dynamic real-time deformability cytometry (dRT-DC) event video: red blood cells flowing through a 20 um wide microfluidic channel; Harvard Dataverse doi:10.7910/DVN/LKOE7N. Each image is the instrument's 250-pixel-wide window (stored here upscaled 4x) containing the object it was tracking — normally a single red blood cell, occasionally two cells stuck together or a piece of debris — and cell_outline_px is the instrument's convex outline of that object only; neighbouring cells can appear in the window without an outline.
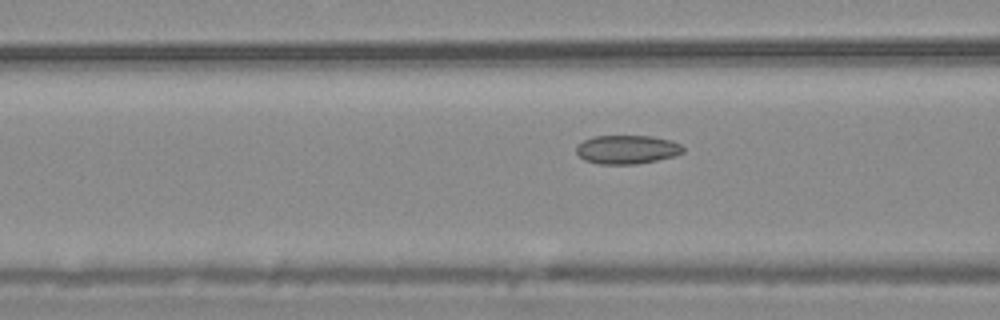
{"species": "common noctule bat (a hibernating species)", "species_latin": "Nyctalus noctula", "temperature_condition": "warm", "stored_images_in_passage": 45, "camera_frame_rate_fps": 3000, "um_per_image_px": 0.085, "animal": {"sex": "male", "body_mass_g": 20.4}, "frame": {"image": 1, "passage_image": 12, "time_ms": 3.667, "image_size_px": [1000, 320], "cell_outline_px": [[684, 152], [676, 156], [636, 164], [600, 164], [584, 160], [576, 152], [576, 144], [592, 136], [652, 136], [672, 140], [680, 144], [684, 148]], "centroid_in_image_um": [53.3, 12.7], "position_along_channel_um": 113.3, "area_um2": 18.03}}
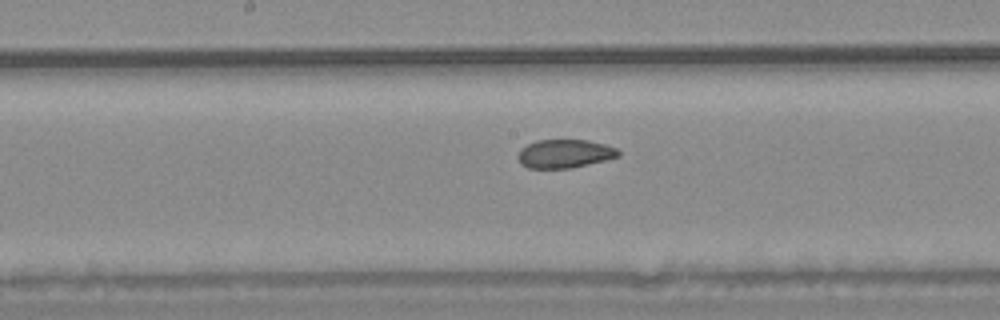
{"frame": {"image": 2, "passage_image": 19, "time_ms": 6.0, "image_size_px": [1000, 320], "cell_outline_px": [[620, 156], [572, 168], [528, 168], [520, 164], [516, 156], [520, 148], [536, 140], [588, 140], [604, 144], [616, 148], [620, 152]], "centroid_in_image_um": [47.95, 13.06], "position_along_channel_um": 200.2, "area_um2": 16.76}}
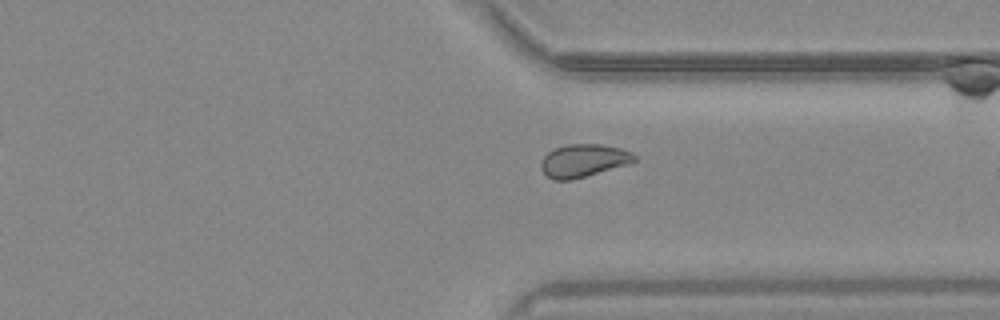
{"frame": {"image": 3, "passage_image": 32, "time_ms": 10.333, "image_size_px": [1000, 320], "cell_outline_px": [[636, 160], [628, 164], [572, 180], [552, 180], [540, 168], [540, 164], [544, 156], [552, 148], [568, 144], [600, 144], [620, 148], [632, 152], [636, 156]], "centroid_in_image_um": [49.57, 13.64], "position_along_channel_um": 361.8, "area_um2": 17.92}, "authors_computed_cell_mechanics": {"area_um2": 17.9758, "velocity_mm_per_s": 3.7203, "shape_relaxation_time_tau1_ms": null, "shape_relaxation_time_tau2_ms": 1.6274, "deformation_change_tau1": null, "deformation_change_tau2": 0.0573}}